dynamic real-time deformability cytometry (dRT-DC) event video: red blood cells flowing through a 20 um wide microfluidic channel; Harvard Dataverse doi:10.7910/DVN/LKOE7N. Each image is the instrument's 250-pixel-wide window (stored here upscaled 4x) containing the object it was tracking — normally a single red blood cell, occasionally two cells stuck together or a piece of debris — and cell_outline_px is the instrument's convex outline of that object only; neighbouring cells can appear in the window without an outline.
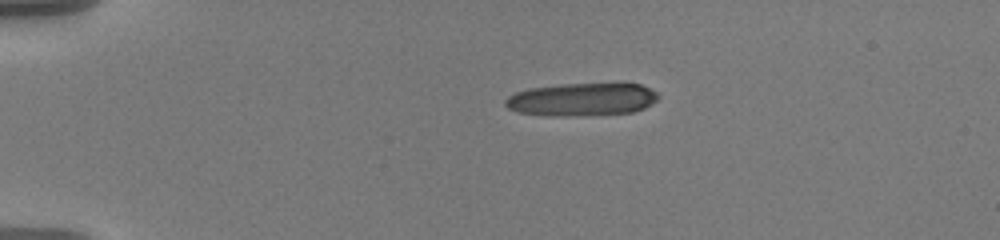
{"species": "human", "species_latin": "Homo sapiens", "temperature_condition": "warm", "stored_images_in_passage": 45, "camera_frame_rate_fps": 3000, "um_per_image_px": 0.085, "donor": {"sex": "male"}, "frame": {"image": 1, "passage_image": 1, "time_ms": 0.0, "image_size_px": [1000, 240], "cell_outline_px": [[660, 96], [652, 104], [644, 108], [632, 112], [568, 116], [544, 116], [516, 112], [508, 108], [504, 104], [504, 100], [508, 96], [516, 92], [528, 88], [560, 84], [624, 80], [640, 84], [656, 92]], "centroid_in_image_um": [49.49, 8.4], "position_along_channel_um": 35.5, "area_um2": 30.52}}
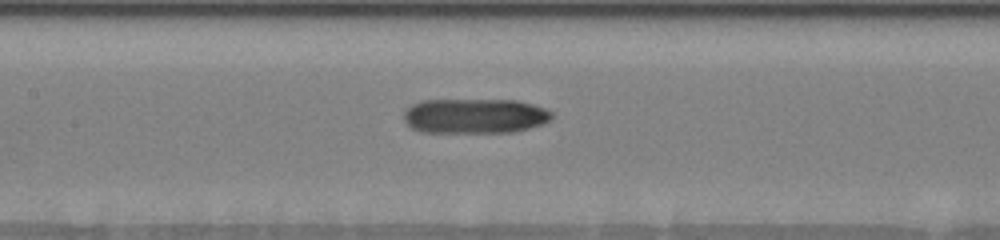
{"frame": {"image": 2, "passage_image": 17, "time_ms": 5.333, "image_size_px": [1000, 240], "cell_outline_px": [[552, 116], [548, 120], [540, 124], [528, 128], [512, 132], [424, 132], [412, 128], [404, 120], [404, 112], [412, 104], [424, 100], [520, 100], [544, 108], [552, 112]], "centroid_in_image_um": [40.34, 9.85], "position_along_channel_um": 167.1, "area_um2": 29.94}}
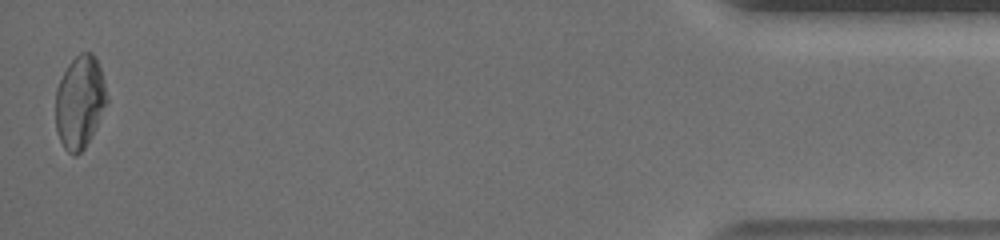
{"frame": {"image": 3, "passage_image": 45, "time_ms": 14.667, "image_size_px": [1000, 240], "cell_outline_px": [[108, 104], [96, 128], [84, 148], [76, 156], [68, 152], [64, 148], [56, 132], [56, 88], [68, 64], [80, 52], [92, 52], [96, 56], [104, 80], [108, 100]], "centroid_in_image_um": [6.8, 8.67], "position_along_channel_um": 428.4, "area_um2": 27.92}, "authors_computed_cell_mechanics": {"area_um2": 29.6514, "velocity_mm_per_s": 3.6053, "shape_relaxation_time_tau1_ms": null, "shape_relaxation_time_tau2_ms": 1.8598, "deformation_change_tau1": null, "deformation_change_tau2": 0.0851}}